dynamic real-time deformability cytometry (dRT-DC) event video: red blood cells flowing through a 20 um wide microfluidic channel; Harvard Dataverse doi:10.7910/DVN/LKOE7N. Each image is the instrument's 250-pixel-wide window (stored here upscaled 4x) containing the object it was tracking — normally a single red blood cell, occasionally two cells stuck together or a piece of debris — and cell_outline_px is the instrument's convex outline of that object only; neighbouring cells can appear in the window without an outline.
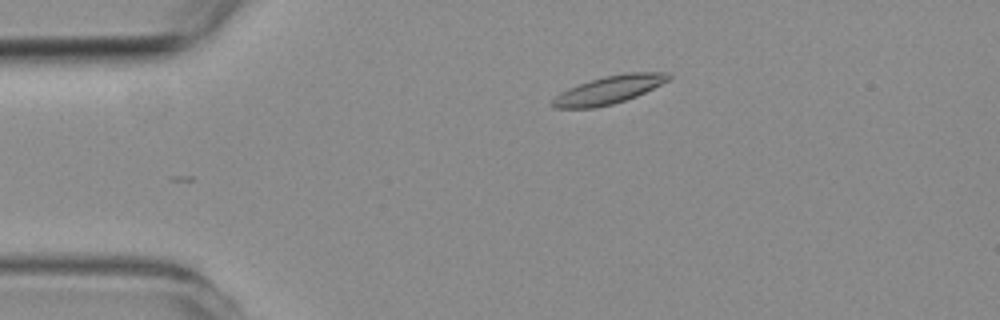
{"species": "common noctule bat (a hibernating species)", "species_latin": "Nyctalus noctula", "temperature_condition": "room temperature", "stored_images_in_passage": 3, "camera_frame_rate_fps": 3000, "um_per_image_px": 0.085, "animal": {"sex": "female", "body_mass_g": 19.3, "forearm_length_mm": 54.1}, "frame": {"image": 1, "passage_image": 3, "time_ms": 2.333, "image_size_px": [1000, 320], "cell_outline_px": [[672, 76], [668, 80], [636, 96], [612, 104], [596, 108], [552, 108], [552, 100], [560, 92], [568, 88], [604, 76], [628, 72], [668, 72]], "centroid_in_image_um": [51.74, 7.63], "position_along_channel_um": 33.3, "area_um2": 18.67}}